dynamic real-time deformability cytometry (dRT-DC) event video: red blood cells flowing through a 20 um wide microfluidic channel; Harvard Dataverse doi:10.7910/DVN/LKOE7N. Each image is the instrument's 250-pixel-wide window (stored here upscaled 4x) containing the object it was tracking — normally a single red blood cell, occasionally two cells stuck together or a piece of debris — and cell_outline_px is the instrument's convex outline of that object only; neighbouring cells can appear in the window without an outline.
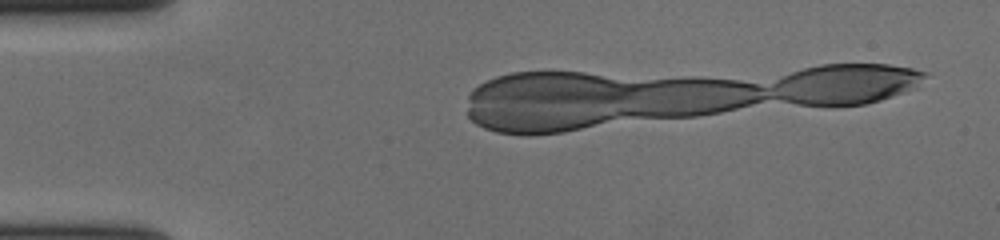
{"species": "human", "species_latin": "Homo sapiens", "temperature_condition": "cold", "stored_images_in_passage": 2, "segment_of_instrument_passage": [1, 2], "camera_frame_rate_fps": 3000, "um_per_image_px": 0.085, "donor": {"sex": "female"}, "frame": {"image": 1, "passage_image": 1, "time_ms": 0.0, "image_size_px": [1000, 240], "cell_outline_px": [[756, 100], [744, 104], [728, 108], [708, 112], [672, 116], [668, 116], [496, 80], [504, 76], [524, 72], [572, 72], [724, 80], [752, 84], [756, 88]], "centroid_in_image_um": [54.63, 7.73], "position_along_channel_um": 30.4, "area_um2": 49.07}}